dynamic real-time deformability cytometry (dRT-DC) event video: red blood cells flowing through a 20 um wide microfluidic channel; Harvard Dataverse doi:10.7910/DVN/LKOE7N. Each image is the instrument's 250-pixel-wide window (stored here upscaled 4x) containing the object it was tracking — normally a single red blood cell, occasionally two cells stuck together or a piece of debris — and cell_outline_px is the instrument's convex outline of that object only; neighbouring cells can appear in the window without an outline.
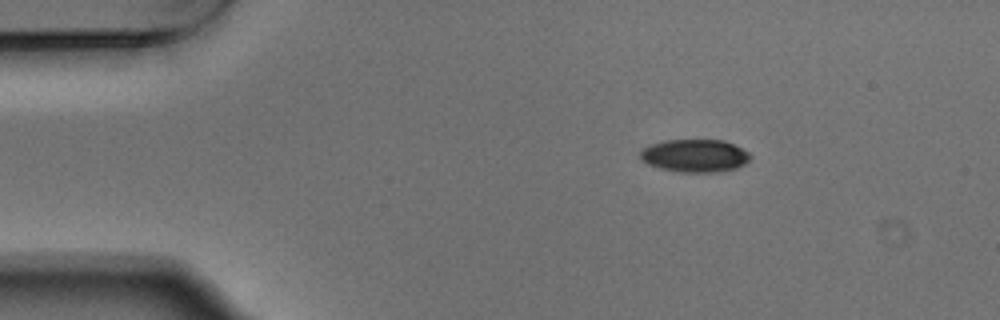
{"species": "Egyptian fruit bat (a non-hibernating species)", "species_latin": "Rousettus aegyptiacus", "temperature_condition": "warm", "stored_images_in_passage": 46, "camera_frame_rate_fps": 3000, "um_per_image_px": 0.085, "animal": {"sex": "male"}, "frame": {"image": 1, "passage_image": 1, "time_ms": 0.0, "image_size_px": [1000, 320], "cell_outline_px": [[752, 156], [744, 164], [736, 168], [716, 172], [680, 172], [660, 168], [648, 164], [640, 160], [640, 152], [644, 148], [652, 144], [664, 140], [724, 140], [748, 152]], "centroid_in_image_um": [59.04, 13.23], "position_along_channel_um": 26.0, "area_um2": 20.92}}
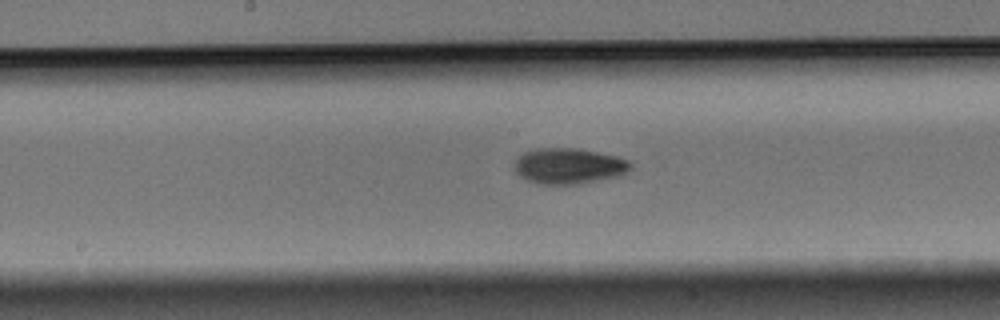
{"frame": {"image": 2, "passage_image": 20, "time_ms": 6.333, "image_size_px": [1000, 320], "cell_outline_px": [[632, 168], [628, 172], [620, 176], [580, 184], [540, 184], [528, 180], [520, 176], [516, 172], [516, 160], [524, 152], [536, 148], [576, 148], [616, 156], [628, 160], [632, 164]], "centroid_in_image_um": [48.39, 14.11], "position_along_channel_um": 199.8, "area_um2": 24.16}}
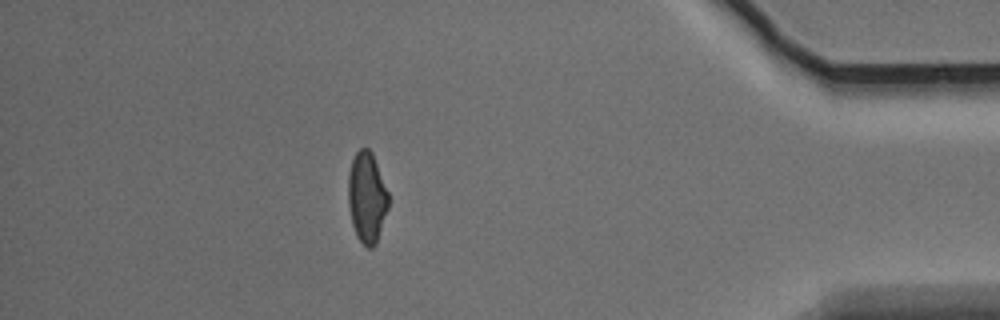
{"frame": {"image": 3, "passage_image": 40, "time_ms": 13.0, "image_size_px": [1000, 320], "cell_outline_px": [[388, 208], [376, 244], [372, 248], [368, 248], [356, 236], [352, 224], [348, 204], [348, 176], [352, 160], [356, 152], [360, 148], [368, 148], [372, 152], [388, 192]], "centroid_in_image_um": [31.18, 16.78], "position_along_channel_um": 404.0, "area_um2": 21.21}, "authors_computed_cell_mechanics": {"area_um2": 22.1952, "velocity_mm_per_s": 3.7344, "shape_relaxation_time_tau1_ms": 3.5578, "shape_relaxation_time_tau2_ms": 8.1195, "deformation_change_tau1": 0.138, "deformation_change_tau2": 0.1361}}